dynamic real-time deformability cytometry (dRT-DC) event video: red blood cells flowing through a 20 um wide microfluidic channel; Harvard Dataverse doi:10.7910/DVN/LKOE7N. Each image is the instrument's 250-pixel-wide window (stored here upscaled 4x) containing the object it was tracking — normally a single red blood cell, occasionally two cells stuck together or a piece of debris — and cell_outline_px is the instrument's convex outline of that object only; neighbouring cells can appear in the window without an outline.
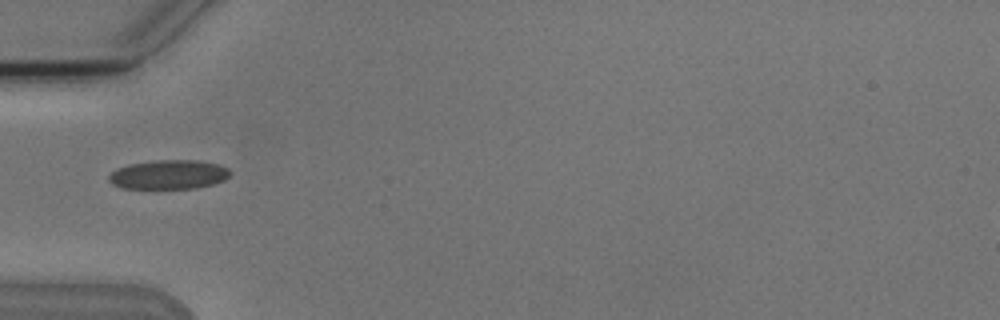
{"species": "Egyptian fruit bat (a non-hibernating species)", "species_latin": "Rousettus aegyptiacus", "temperature_condition": "cold", "stored_images_in_passage": 2, "camera_frame_rate_fps": 3000, "um_per_image_px": 0.085, "animal": {"sex": "male"}, "frame": {"image": 1, "passage_image": 2, "time_ms": 1.0, "image_size_px": [1000, 320], "cell_outline_px": [[232, 172], [224, 180], [212, 184], [196, 188], [120, 188], [112, 184], [108, 180], [108, 176], [112, 172], [128, 164], [156, 160], [196, 160], [220, 164], [228, 168]], "centroid_in_image_um": [14.35, 14.83], "position_along_channel_um": 70.6, "area_um2": 20.63}}